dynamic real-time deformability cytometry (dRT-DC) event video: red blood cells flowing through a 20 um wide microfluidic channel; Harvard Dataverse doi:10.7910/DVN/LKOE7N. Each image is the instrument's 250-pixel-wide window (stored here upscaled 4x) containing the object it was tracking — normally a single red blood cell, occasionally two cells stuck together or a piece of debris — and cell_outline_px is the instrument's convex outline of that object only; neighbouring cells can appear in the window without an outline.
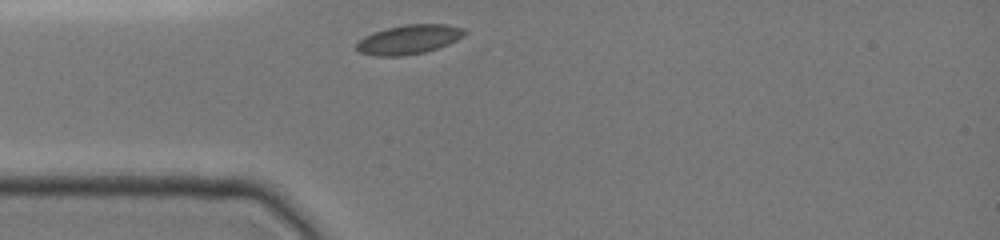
{"species": "common noctule bat (a hibernating species)", "species_latin": "Nyctalus noctula", "temperature_condition": "cold", "stored_images_in_passage": 28, "camera_frame_rate_fps": 3000, "um_per_image_px": 0.085, "animal": {"sex": "female", "body_mass_g": 19.0, "forearm_length_mm": 51.5}, "frame": {"image": 1, "passage_image": 1, "time_ms": 0.0, "image_size_px": [1000, 240], "cell_outline_px": [[468, 32], [464, 36], [448, 44], [424, 52], [400, 56], [376, 56], [360, 52], [356, 48], [356, 44], [364, 36], [372, 32], [404, 24], [444, 24], [464, 28]], "centroid_in_image_um": [34.76, 3.34], "position_along_channel_um": 50.2, "area_um2": 18.38}}
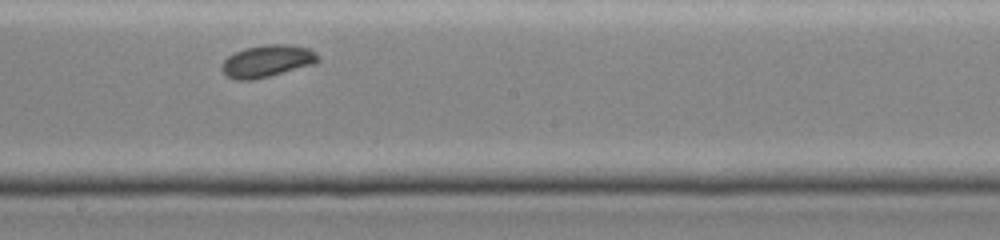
{"frame": {"image": 2, "passage_image": 15, "time_ms": 4.667, "image_size_px": [1000, 240], "cell_outline_px": [[320, 60], [316, 64], [252, 80], [236, 80], [228, 76], [220, 68], [224, 60], [228, 56], [244, 48], [264, 44], [288, 44], [312, 48], [320, 56]], "centroid_in_image_um": [22.77, 5.17], "position_along_channel_um": 225.4, "area_um2": 18.21}}
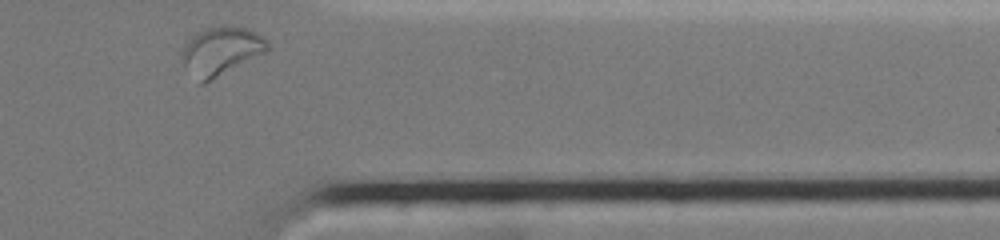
{"frame": {"image": 3, "passage_image": 28, "time_ms": 9.0, "image_size_px": [1000, 240], "cell_outline_px": [[272, 48], [268, 52], [204, 84], [200, 84], [180, 60], [180, 56], [184, 44], [196, 32], [204, 28], [220, 24], [228, 24], [248, 28], [264, 36], [268, 40]], "centroid_in_image_um": [18.83, 4.3], "position_along_channel_um": 392.6, "area_um2": 25.03}, "authors_computed_cell_mechanics": {"area_um2": 17.9758, "velocity_mm_per_s": 3.8888, "shape_relaxation_time_tau1_ms": 2.5291, "shape_relaxation_time_tau2_ms": null, "deformation_change_tau1": 0.071, "deformation_change_tau2": null}}